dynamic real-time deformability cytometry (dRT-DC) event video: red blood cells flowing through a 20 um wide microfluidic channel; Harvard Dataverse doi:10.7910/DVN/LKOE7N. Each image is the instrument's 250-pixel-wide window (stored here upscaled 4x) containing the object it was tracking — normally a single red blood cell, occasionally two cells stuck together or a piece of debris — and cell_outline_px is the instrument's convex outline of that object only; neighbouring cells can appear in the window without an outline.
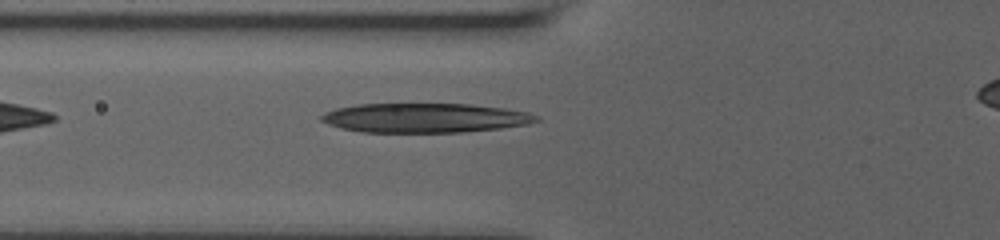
{"species": "human", "species_latin": "Homo sapiens", "temperature_condition": "room temperature", "stored_images_in_passage": 15, "camera_frame_rate_fps": 3000, "um_per_image_px": 0.085, "donor": {"sex": "male"}, "frame": {"image": 1, "passage_image": 3, "time_ms": 2.0, "image_size_px": [1000, 240], "cell_outline_px": [[540, 120], [528, 124], [500, 128], [460, 132], [364, 132], [340, 128], [328, 124], [320, 120], [320, 116], [324, 112], [336, 108], [356, 104], [468, 104], [504, 108], [528, 112], [540, 116]], "centroid_in_image_um": [36.11, 10.02], "position_along_channel_um": 89.7, "area_um2": 36.88}}
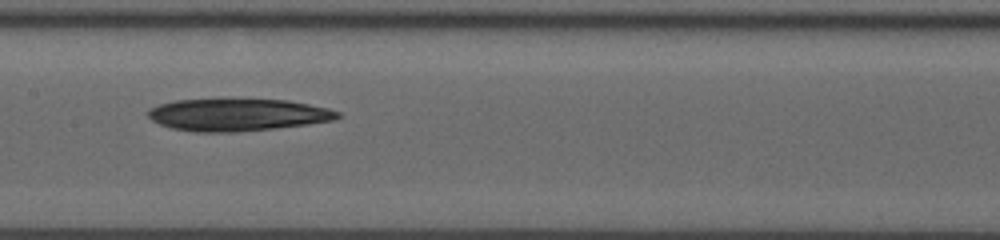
{"frame": {"image": 2, "passage_image": 10, "time_ms": 4.667, "image_size_px": [1000, 240], "cell_outline_px": [[344, 116], [336, 120], [308, 124], [276, 128], [236, 132], [196, 132], [172, 128], [160, 124], [152, 120], [148, 116], [148, 108], [160, 104], [176, 100], [288, 100], [328, 108], [340, 112]], "centroid_in_image_um": [20.24, 9.77], "position_along_channel_um": 187.2, "area_um2": 35.49}}
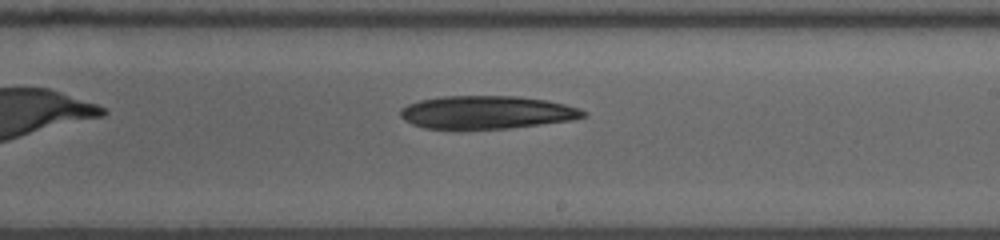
{"frame": {"image": 3, "passage_image": 14, "time_ms": 6.333, "image_size_px": [1000, 240], "cell_outline_px": [[588, 116], [572, 120], [508, 128], [424, 128], [412, 124], [404, 120], [400, 116], [400, 108], [408, 104], [420, 100], [444, 96], [516, 96], [548, 100], [580, 108], [588, 112]], "centroid_in_image_um": [41.4, 9.54], "position_along_channel_um": 247.6, "area_um2": 35.08}}